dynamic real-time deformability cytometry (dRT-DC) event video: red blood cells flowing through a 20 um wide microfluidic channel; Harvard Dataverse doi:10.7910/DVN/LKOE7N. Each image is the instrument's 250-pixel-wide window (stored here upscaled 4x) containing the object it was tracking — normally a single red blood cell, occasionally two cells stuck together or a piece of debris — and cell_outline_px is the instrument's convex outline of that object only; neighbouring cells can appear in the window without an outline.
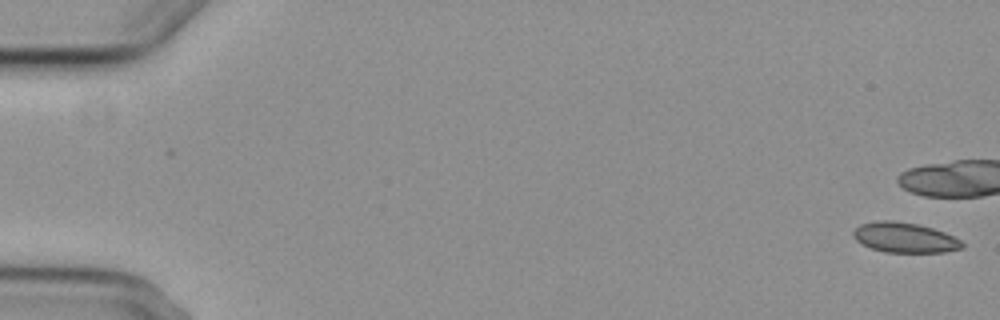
{"species": "common noctule bat (a hibernating species)", "species_latin": "Nyctalus noctula", "temperature_condition": "cold", "stored_images_in_passage": 2, "camera_frame_rate_fps": 3000, "um_per_image_px": 0.085, "animal": {"sex": "female", "body_mass_g": 29.2, "forearm_length_mm": 56.3}, "frame": {"image": 1, "passage_image": 2, "time_ms": 2.0, "image_size_px": [1000, 320], "cell_outline_px": [[964, 248], [944, 252], [884, 252], [860, 244], [852, 236], [852, 232], [860, 224], [876, 220], [892, 220], [916, 224], [932, 228], [944, 232], [960, 240], [964, 244]], "centroid_in_image_um": [76.86, 20.19], "position_along_channel_um": 8.1, "area_um2": 19.13}}